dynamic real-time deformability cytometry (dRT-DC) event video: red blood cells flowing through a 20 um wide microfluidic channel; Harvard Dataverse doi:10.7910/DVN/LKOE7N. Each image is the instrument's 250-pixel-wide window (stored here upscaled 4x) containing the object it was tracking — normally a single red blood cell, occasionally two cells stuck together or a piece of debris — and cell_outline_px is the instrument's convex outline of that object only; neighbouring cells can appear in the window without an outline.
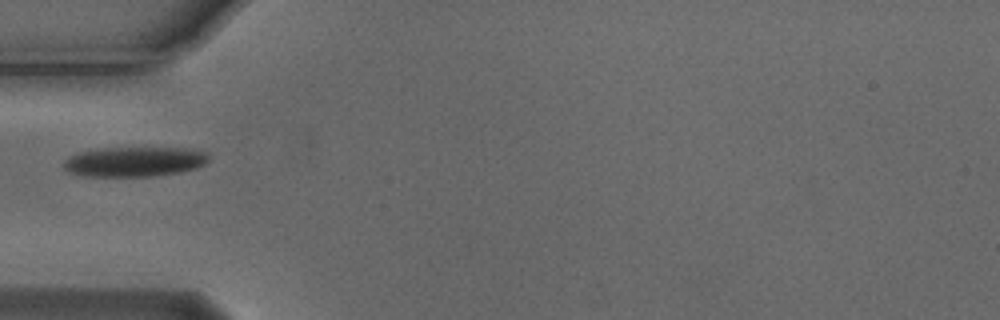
{"species": "Egyptian fruit bat (a non-hibernating species)", "species_latin": "Rousettus aegyptiacus", "temperature_condition": "cold", "stored_images_in_passage": 5, "camera_frame_rate_fps": 3000, "um_per_image_px": 0.085, "animal": {"sex": "male"}, "frame": {"image": 1, "passage_image": 4, "time_ms": 1.0, "image_size_px": [1000, 320], "cell_outline_px": [[208, 160], [204, 164], [196, 168], [180, 172], [156, 176], [84, 176], [68, 172], [64, 168], [64, 160], [68, 156], [80, 152], [104, 148], [188, 148], [208, 152]], "centroid_in_image_um": [11.43, 13.74], "position_along_channel_um": 73.6, "area_um2": 25.26}}
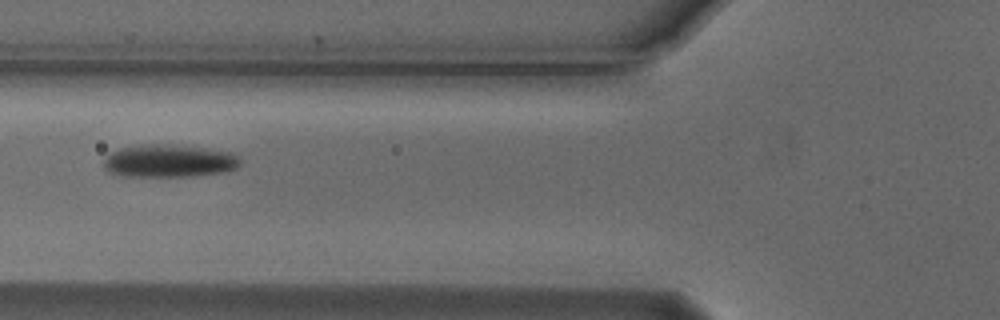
{"frame": {"image": 2, "passage_image": 5, "time_ms": 1.333, "image_size_px": [1000, 320], "cell_outline_px": [[240, 164], [236, 168], [224, 172], [192, 176], [120, 176], [108, 172], [104, 168], [104, 160], [112, 152], [120, 148], [152, 144], [200, 148], [232, 152], [240, 160]], "centroid_in_image_um": [14.35, 13.7], "position_along_channel_um": 111.4, "area_um2": 25.55}}